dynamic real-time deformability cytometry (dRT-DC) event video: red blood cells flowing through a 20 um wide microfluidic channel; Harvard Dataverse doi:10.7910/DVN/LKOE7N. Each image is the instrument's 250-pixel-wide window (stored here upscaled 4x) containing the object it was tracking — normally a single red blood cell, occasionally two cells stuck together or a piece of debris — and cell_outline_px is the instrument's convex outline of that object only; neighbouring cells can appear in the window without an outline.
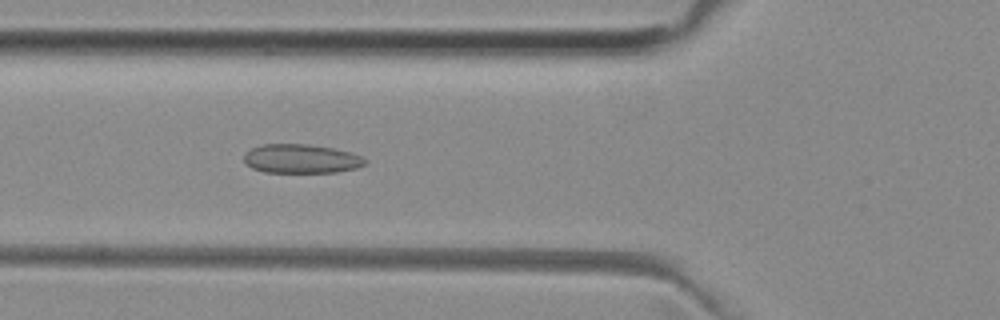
{"species": "common noctule bat (a hibernating species)", "species_latin": "Nyctalus noctula", "temperature_condition": "room temperature", "stored_images_in_passage": 52, "camera_frame_rate_fps": 3000, "um_per_image_px": 0.085, "animal": {"sex": "female", "body_mass_g": 29.2, "forearm_length_mm": 56.3}, "frame": {"image": 1, "passage_image": 19, "time_ms": 6.0, "image_size_px": [1000, 320], "cell_outline_px": [[368, 164], [356, 168], [336, 172], [264, 172], [252, 168], [244, 164], [244, 152], [260, 144], [308, 144], [332, 148], [348, 152], [360, 156], [368, 160]], "centroid_in_image_um": [25.57, 13.49], "position_along_channel_um": 100.2, "area_um2": 20.58}}
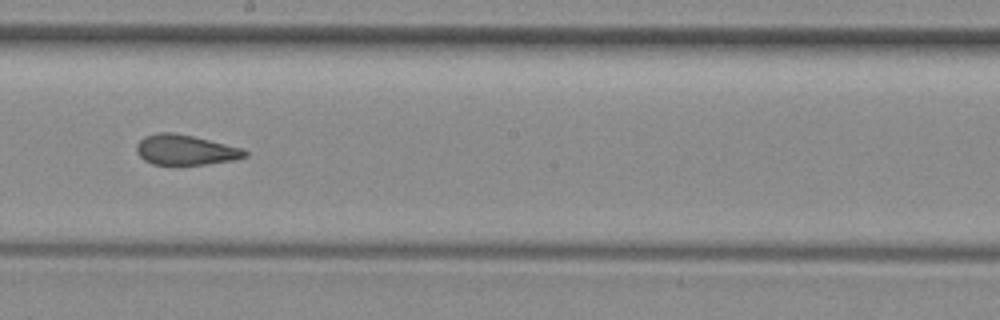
{"frame": {"image": 2, "passage_image": 29, "time_ms": 9.333, "image_size_px": [1000, 320], "cell_outline_px": [[248, 156], [236, 160], [204, 164], [152, 164], [144, 160], [136, 152], [136, 144], [144, 136], [160, 132], [172, 132], [192, 136], [244, 148], [248, 152]], "centroid_in_image_um": [15.78, 12.74], "position_along_channel_um": 232.4, "area_um2": 19.07}}
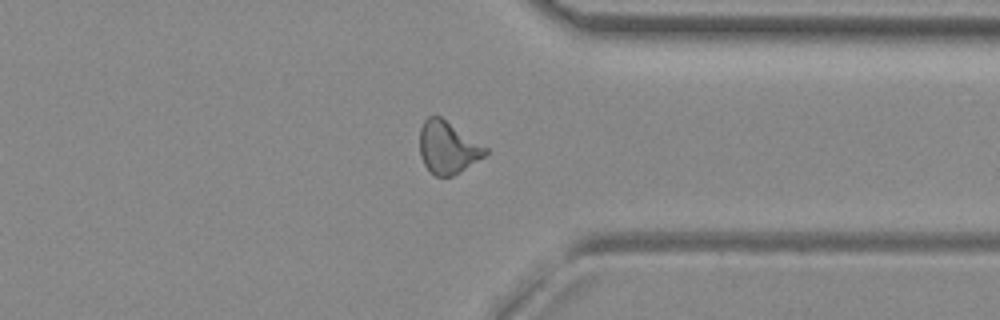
{"frame": {"image": 3, "passage_image": 40, "time_ms": 13.0, "image_size_px": [1000, 320], "cell_outline_px": [[488, 152], [484, 156], [460, 172], [452, 176], [436, 176], [424, 164], [420, 156], [420, 128], [424, 120], [428, 116], [440, 116], [488, 148]], "centroid_in_image_um": [38.05, 12.53], "position_along_channel_um": 373.4, "area_um2": 19.83}, "authors_computed_cell_mechanics": {"area_um2": 20.1433, "velocity_mm_per_s": 3.9626, "shape_relaxation_time_tau1_ms": null, "shape_relaxation_time_tau2_ms": 1.382, "deformation_change_tau1": null, "deformation_change_tau2": 0.0971}}